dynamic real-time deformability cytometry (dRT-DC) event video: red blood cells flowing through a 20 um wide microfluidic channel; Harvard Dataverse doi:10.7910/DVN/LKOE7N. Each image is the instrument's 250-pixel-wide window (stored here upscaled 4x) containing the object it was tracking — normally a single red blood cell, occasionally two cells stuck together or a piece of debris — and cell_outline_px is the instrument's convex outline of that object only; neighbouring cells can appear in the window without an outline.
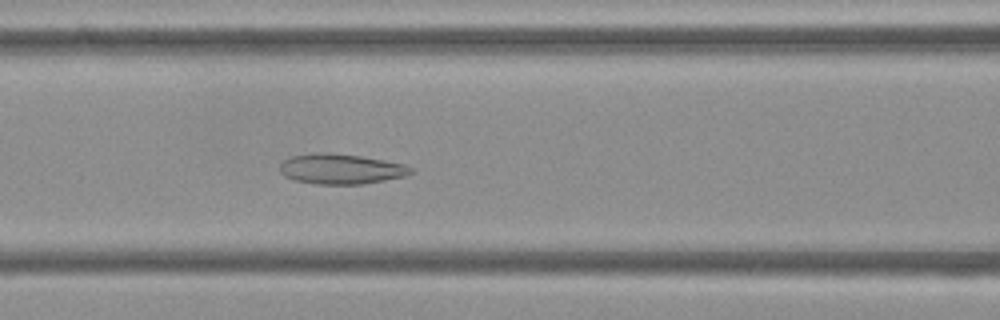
{"species": "Egyptian fruit bat (a non-hibernating species)", "species_latin": "Rousettus aegyptiacus", "temperature_condition": "cold", "stored_images_in_passage": 53, "camera_frame_rate_fps": 3000, "um_per_image_px": 0.085, "frame": {"image": 1, "passage_image": 22, "time_ms": 7.0, "image_size_px": [1000, 320], "cell_outline_px": [[416, 172], [408, 176], [360, 184], [316, 184], [296, 180], [284, 176], [280, 172], [280, 164], [288, 156], [316, 152], [332, 152], [360, 156], [384, 160], [404, 164], [416, 168]], "centroid_in_image_um": [29.02, 14.35], "position_along_channel_um": 137.6, "area_um2": 23.41}}
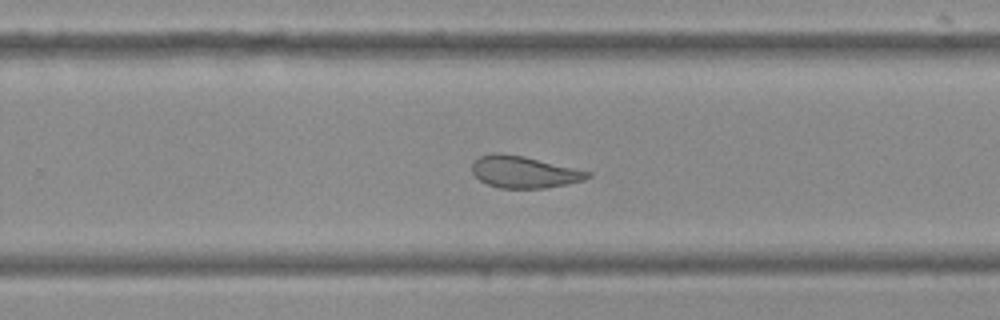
{"frame": {"image": 2, "passage_image": 34, "time_ms": 11.0, "image_size_px": [1000, 320], "cell_outline_px": [[592, 176], [584, 180], [544, 188], [500, 188], [488, 184], [480, 180], [472, 172], [472, 164], [480, 156], [492, 152], [500, 152], [524, 156], [592, 172]], "centroid_in_image_um": [44.54, 14.61], "position_along_channel_um": 285.3, "area_um2": 21.39}}
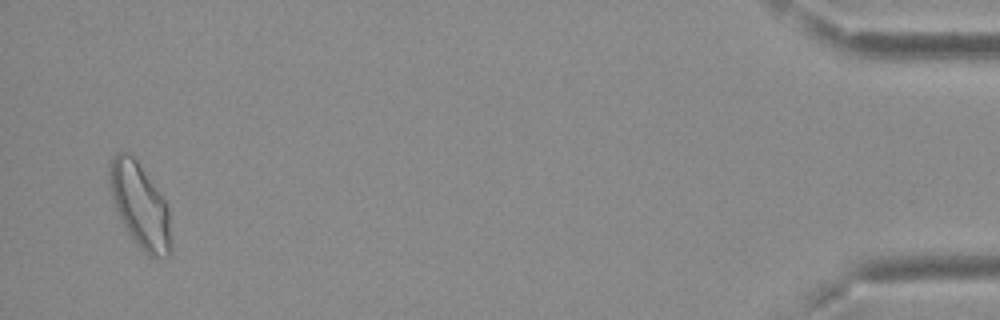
{"frame": {"image": 3, "passage_image": 52, "time_ms": 17.0, "image_size_px": [1000, 320], "cell_outline_px": [[172, 256], [148, 256], [140, 248], [124, 224], [112, 200], [108, 176], [108, 164], [112, 156], [116, 152], [128, 152], [136, 160], [164, 200], [168, 208], [172, 240]], "centroid_in_image_um": [11.9, 17.47], "position_along_channel_um": 423.3, "area_um2": 30.0}, "authors_computed_cell_mechanics": {"area_um2": 25.5476, "velocity_mm_per_s": 3.7003, "shape_relaxation_time_tau1_ms": null, "shape_relaxation_time_tau2_ms": 3.5498, "deformation_change_tau1": null, "deformation_change_tau2": 0.1154}}